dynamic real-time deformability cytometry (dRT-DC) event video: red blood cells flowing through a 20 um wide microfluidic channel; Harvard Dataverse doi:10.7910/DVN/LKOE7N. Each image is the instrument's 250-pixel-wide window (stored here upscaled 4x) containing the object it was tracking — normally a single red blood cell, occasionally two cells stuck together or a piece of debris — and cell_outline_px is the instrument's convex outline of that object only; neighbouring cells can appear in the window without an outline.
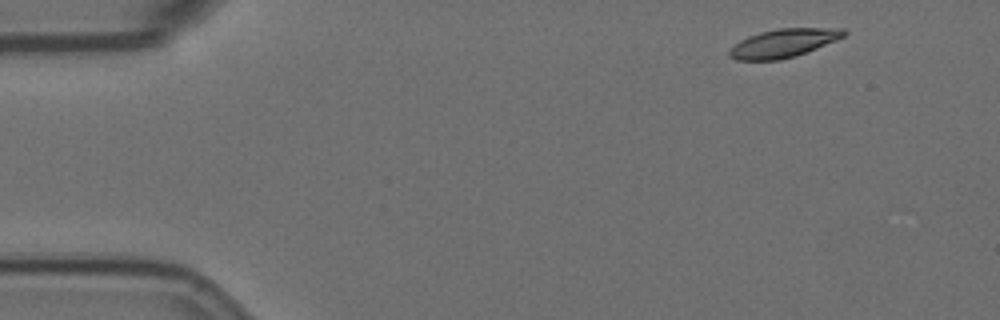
{"species": "Egyptian fruit bat (a non-hibernating species)", "species_latin": "Rousettus aegyptiacus", "temperature_condition": "room temperature", "stored_images_in_passage": 42, "camera_frame_rate_fps": 3000, "um_per_image_px": 0.085, "animal": {"sex": "female"}, "frame": {"image": 1, "passage_image": 1, "time_ms": 0.0, "image_size_px": [1000, 320], "cell_outline_px": [[848, 32], [844, 36], [836, 40], [796, 56], [780, 60], [736, 60], [728, 56], [728, 52], [740, 40], [748, 36], [760, 32], [780, 28], [844, 28]], "centroid_in_image_um": [66.6, 3.66], "position_along_channel_um": 18.4, "area_um2": 18.9}}
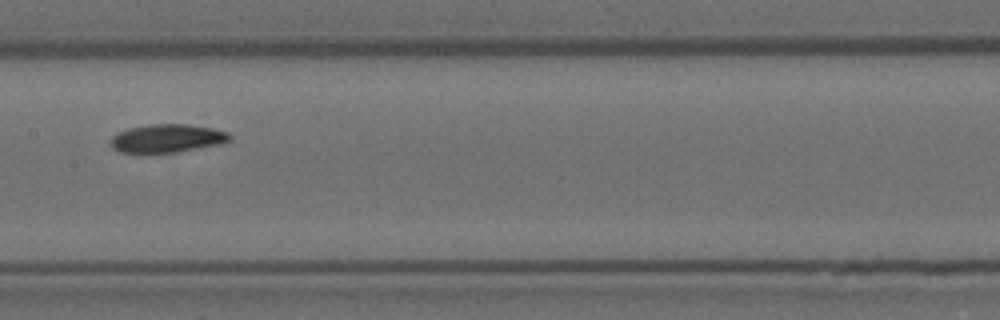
{"frame": {"image": 2, "passage_image": 24, "time_ms": 7.667, "image_size_px": [1000, 320], "cell_outline_px": [[232, 140], [220, 144], [176, 152], [120, 152], [112, 148], [112, 136], [116, 132], [128, 128], [148, 124], [188, 124], [212, 128], [228, 132], [232, 136]], "centroid_in_image_um": [14.23, 11.74], "position_along_channel_um": 193.2, "area_um2": 19.59}}
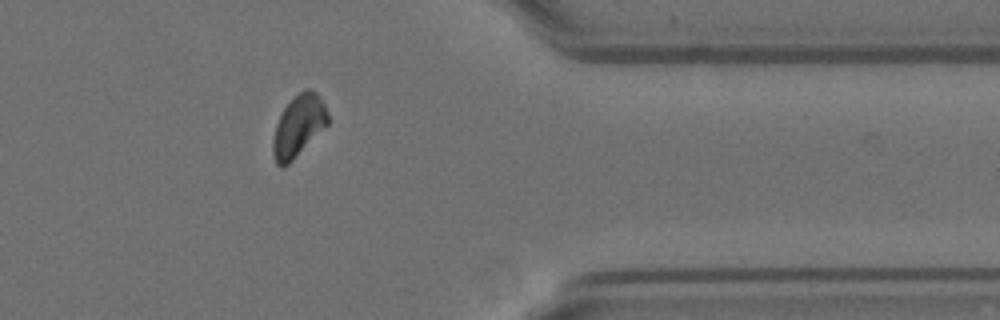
{"frame": {"image": 3, "passage_image": 42, "time_ms": 13.667, "image_size_px": [1000, 320], "cell_outline_px": [[328, 124], [284, 168], [280, 168], [276, 164], [272, 152], [272, 140], [276, 124], [284, 108], [304, 88], [312, 88], [316, 92], [324, 104], [328, 116]], "centroid_in_image_um": [25.35, 10.72], "position_along_channel_um": 386.0, "area_um2": 19.42}, "authors_computed_cell_mechanics": {"area_um2": 19.6809, "velocity_mm_per_s": 3.4954, "shape_relaxation_time_tau1_ms": 4.3667, "shape_relaxation_time_tau2_ms": 7.5559, "deformation_change_tau1": 0.1321, "deformation_change_tau2": 0.1179}}